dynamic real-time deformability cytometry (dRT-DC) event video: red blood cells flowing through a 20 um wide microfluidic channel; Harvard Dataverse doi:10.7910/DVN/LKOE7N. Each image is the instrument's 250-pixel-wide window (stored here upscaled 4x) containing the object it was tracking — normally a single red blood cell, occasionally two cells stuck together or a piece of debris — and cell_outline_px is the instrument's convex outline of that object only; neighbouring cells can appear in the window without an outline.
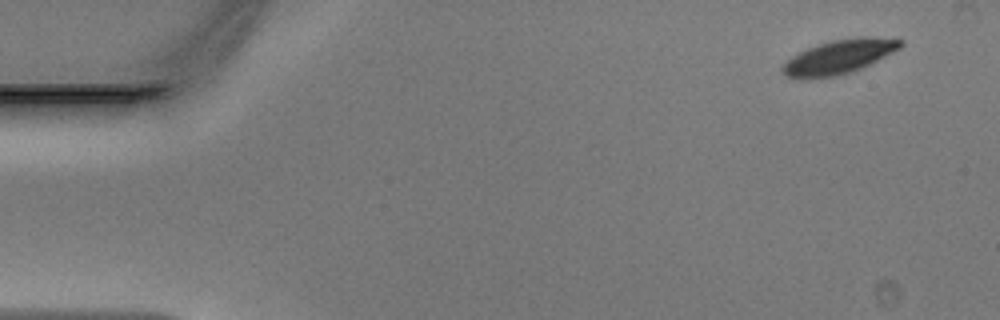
{"species": "Egyptian fruit bat (a non-hibernating species)", "species_latin": "Rousettus aegyptiacus", "temperature_condition": "warm", "stored_images_in_passage": 47, "camera_frame_rate_fps": 3000, "um_per_image_px": 0.085, "animal": {"sex": "male"}, "frame": {"image": 1, "passage_image": 1, "time_ms": 0.0, "image_size_px": [1000, 320], "cell_outline_px": [[904, 44], [900, 48], [860, 68], [848, 72], [832, 76], [800, 80], [784, 76], [780, 72], [780, 68], [792, 56], [808, 48], [832, 40], [856, 36], [872, 36], [904, 40]], "centroid_in_image_um": [71.27, 4.83], "position_along_channel_um": 13.7, "area_um2": 23.35}}
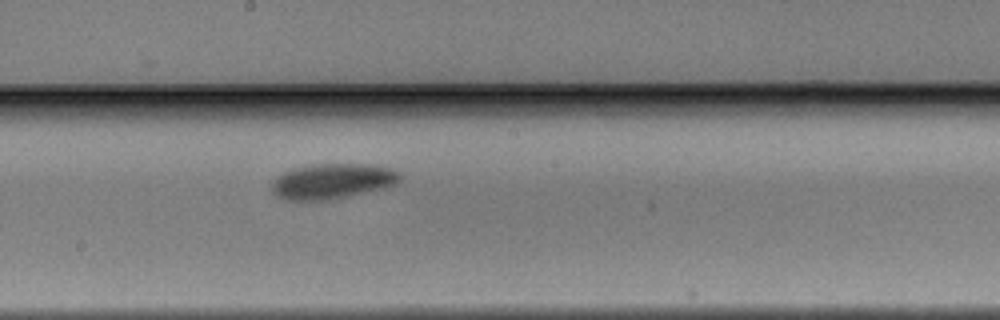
{"frame": {"image": 2, "passage_image": 25, "time_ms": 8.0, "image_size_px": [1000, 320], "cell_outline_px": [[400, 180], [396, 184], [384, 188], [328, 200], [284, 200], [276, 196], [272, 192], [272, 180], [276, 176], [284, 172], [296, 168], [320, 164], [372, 164], [392, 168], [400, 176]], "centroid_in_image_um": [28.23, 15.41], "position_along_channel_um": 220.0, "area_um2": 26.24}}
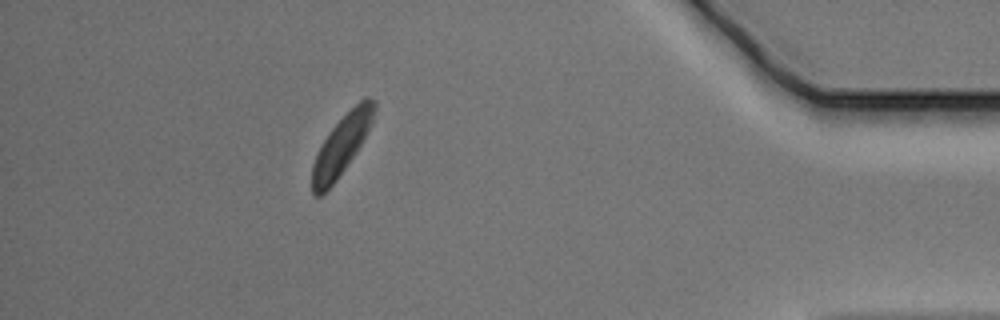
{"frame": {"image": 3, "passage_image": 42, "time_ms": 13.667, "image_size_px": [1000, 320], "cell_outline_px": [[376, 108], [372, 120], [356, 152], [336, 180], [320, 196], [316, 196], [312, 192], [312, 164], [316, 152], [328, 132], [364, 96], [368, 96], [376, 100]], "centroid_in_image_um": [29.01, 12.32], "position_along_channel_um": 406.2, "area_um2": 21.04}}